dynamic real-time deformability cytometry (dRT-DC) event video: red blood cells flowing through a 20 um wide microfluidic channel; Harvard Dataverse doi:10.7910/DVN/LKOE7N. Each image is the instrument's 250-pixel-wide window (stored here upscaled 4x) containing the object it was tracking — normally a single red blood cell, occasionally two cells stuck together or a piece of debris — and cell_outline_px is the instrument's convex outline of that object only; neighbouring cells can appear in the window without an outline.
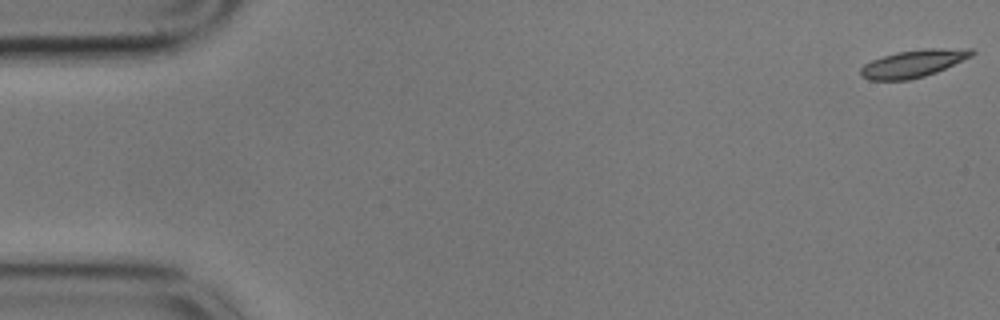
{"species": "common noctule bat (a hibernating species)", "species_latin": "Nyctalus noctula", "temperature_condition": "cold", "stored_images_in_passage": 20, "camera_frame_rate_fps": 3000, "um_per_image_px": 0.085, "animal": {"sex": "male", "body_mass_g": 17.9}, "frame": {"image": 1, "passage_image": 1, "time_ms": 0.0, "image_size_px": [1000, 320], "cell_outline_px": [[976, 52], [972, 56], [936, 72], [924, 76], [908, 80], [868, 80], [860, 76], [860, 68], [864, 64], [872, 60], [896, 52], [924, 48], [976, 48]], "centroid_in_image_um": [77.65, 5.39], "position_along_channel_um": 7.3, "area_um2": 17.92}}
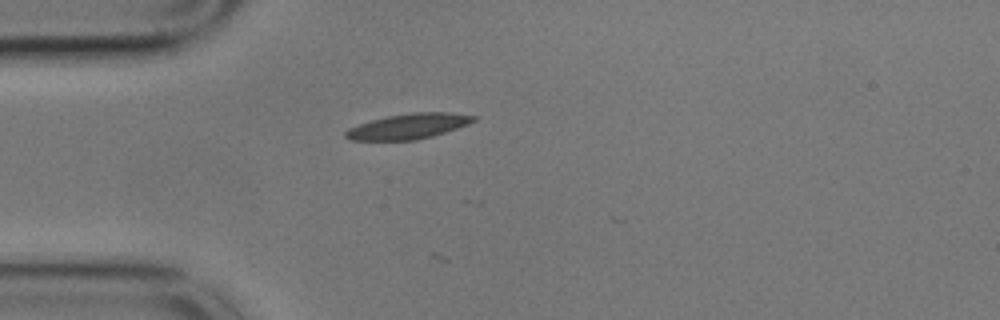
{"frame": {"image": 2, "passage_image": 15, "time_ms": 4.667, "image_size_px": [1000, 320], "cell_outline_px": [[476, 120], [468, 124], [432, 136], [416, 140], [352, 140], [344, 136], [344, 132], [348, 128], [372, 120], [388, 116], [412, 112], [448, 112], [476, 116]], "centroid_in_image_um": [34.71, 10.73], "position_along_channel_um": 50.3, "area_um2": 18.67}}